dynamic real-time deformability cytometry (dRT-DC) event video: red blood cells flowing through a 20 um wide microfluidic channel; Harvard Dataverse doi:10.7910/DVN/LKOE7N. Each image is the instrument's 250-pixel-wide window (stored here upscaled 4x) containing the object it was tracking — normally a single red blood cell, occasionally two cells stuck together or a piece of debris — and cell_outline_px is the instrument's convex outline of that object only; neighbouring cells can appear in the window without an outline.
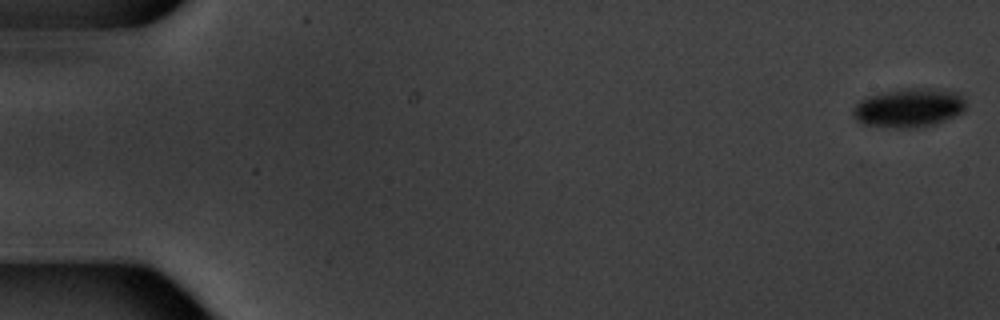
{"species": "common noctule bat (a hibernating species)", "species_latin": "Nyctalus noctula", "temperature_condition": "warm", "stored_images_in_passage": 9, "camera_frame_rate_fps": 3000, "um_per_image_px": 0.085, "animal": {"sex": "male", "body_mass_g": 20.1, "forearm_length_mm": 53.5}, "frame": {"image": 1, "passage_image": 1, "time_ms": 0.0, "image_size_px": [1000, 320], "cell_outline_px": [[964, 112], [956, 116], [936, 124], [912, 128], [892, 128], [864, 124], [856, 120], [852, 116], [852, 108], [860, 100], [868, 96], [908, 88], [932, 88], [956, 92], [964, 100]], "centroid_in_image_um": [77.24, 9.18], "position_along_channel_um": 7.8, "area_um2": 25.55}}
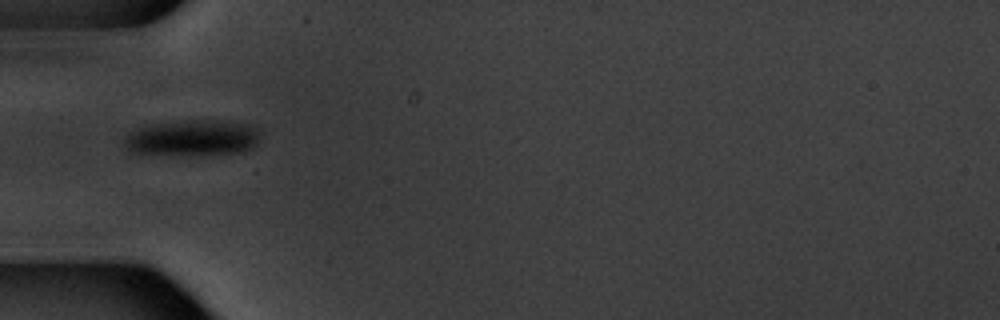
{"frame": {"image": 2, "passage_image": 6, "time_ms": 6.333, "image_size_px": [1000, 320], "cell_outline_px": [[260, 132], [256, 144], [252, 148], [244, 152], [204, 156], [188, 156], [128, 152], [124, 144], [124, 140], [128, 132], [148, 124], [184, 120], [220, 120], [256, 124], [260, 128]], "centroid_in_image_um": [16.41, 11.73], "position_along_channel_um": 68.6, "area_um2": 29.71}}